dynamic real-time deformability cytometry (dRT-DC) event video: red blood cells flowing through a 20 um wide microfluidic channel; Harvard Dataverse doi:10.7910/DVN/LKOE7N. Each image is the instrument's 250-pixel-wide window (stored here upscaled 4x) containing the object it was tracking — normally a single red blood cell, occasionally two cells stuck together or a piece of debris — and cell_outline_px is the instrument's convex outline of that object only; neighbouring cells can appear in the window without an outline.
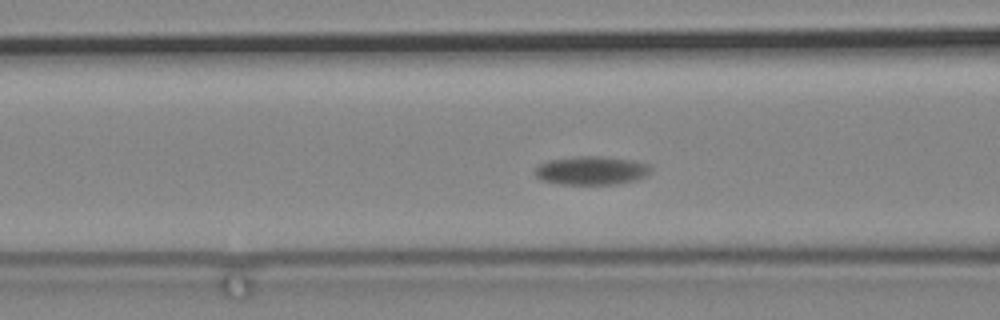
{"species": "common noctule bat (a hibernating species)", "species_latin": "Nyctalus noctula", "temperature_condition": "cold", "stored_images_in_passage": 40, "camera_frame_rate_fps": 3000, "um_per_image_px": 0.085, "animal": {"sex": "male", "body_mass_g": 19.2, "forearm_length_mm": 51.8}, "frame": {"image": 1, "passage_image": 7, "time_ms": 2.0, "image_size_px": [1000, 320], "cell_outline_px": [[652, 172], [636, 180], [616, 184], [560, 184], [540, 180], [532, 172], [540, 164], [548, 160], [576, 156], [604, 156], [636, 160], [648, 164], [652, 168]], "centroid_in_image_um": [50.28, 14.48], "position_along_channel_um": 116.3, "area_um2": 19.59}}
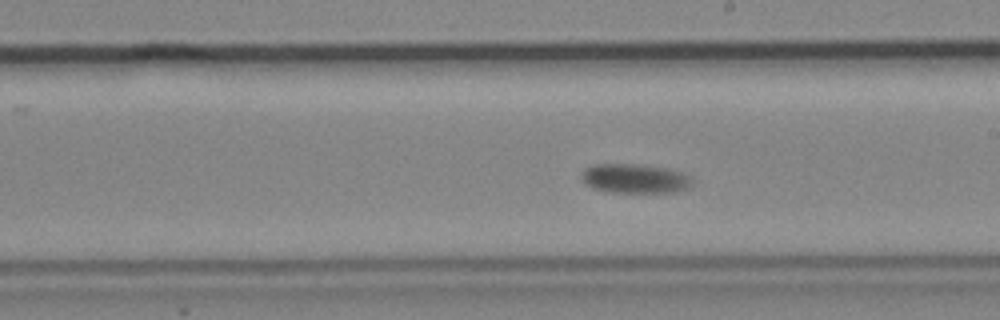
{"frame": {"image": 2, "passage_image": 19, "time_ms": 6.0, "image_size_px": [1000, 320], "cell_outline_px": [[692, 184], [688, 188], [676, 192], [608, 192], [592, 188], [584, 184], [580, 176], [580, 172], [584, 168], [592, 164], [636, 164], [664, 168], [680, 172], [688, 176], [692, 180]], "centroid_in_image_um": [53.88, 15.18], "position_along_channel_um": 235.1, "area_um2": 19.02}}
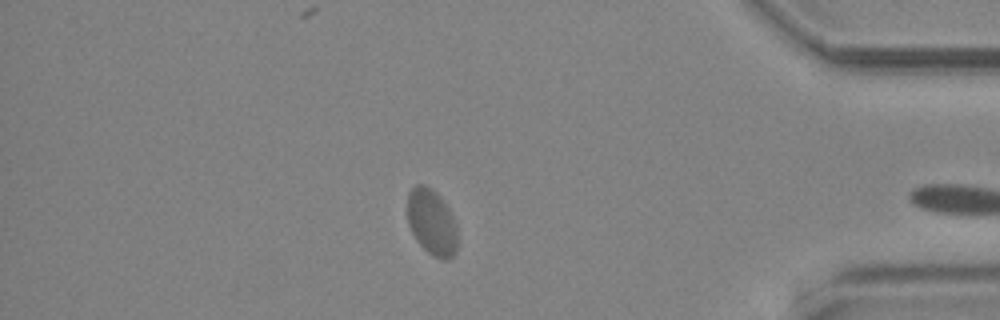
{"frame": {"image": 3, "passage_image": 39, "time_ms": 12.667, "image_size_px": [1000, 320], "cell_outline_px": [[456, 252], [448, 260], [444, 260], [432, 256], [416, 240], [408, 224], [408, 192], [416, 184], [424, 184], [432, 188], [440, 196], [448, 208], [456, 224]], "centroid_in_image_um": [36.69, 18.88], "position_along_channel_um": 398.5, "area_um2": 19.25}}